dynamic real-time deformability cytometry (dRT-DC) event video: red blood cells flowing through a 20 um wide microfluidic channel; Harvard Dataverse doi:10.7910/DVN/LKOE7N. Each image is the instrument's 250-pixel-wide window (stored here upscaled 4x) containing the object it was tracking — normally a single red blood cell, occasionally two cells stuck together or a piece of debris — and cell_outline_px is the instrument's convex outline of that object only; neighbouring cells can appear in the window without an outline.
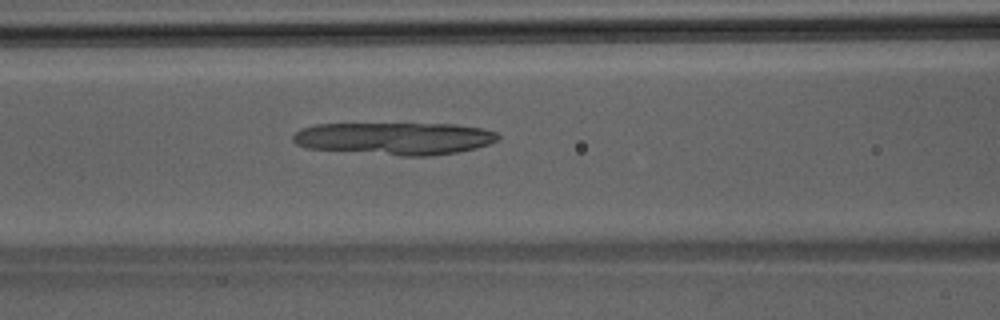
{"species": "Egyptian fruit bat (a non-hibernating species)", "species_latin": "Rousettus aegyptiacus", "temperature_condition": "room temperature", "stored_images_in_passage": 35, "camera_frame_rate_fps": 3000, "um_per_image_px": 0.085, "animal": {"sex": "male"}, "frame": {"image": 1, "passage_image": 14, "time_ms": 4.333, "image_size_px": [1000, 320], "cell_outline_px": [[500, 136], [496, 140], [488, 144], [476, 148], [456, 152], [432, 156], [400, 156], [308, 148], [296, 144], [292, 140], [292, 136], [300, 128], [316, 124], [456, 124], [484, 128], [496, 132]], "centroid_in_image_um": [33.54, 11.77], "position_along_channel_um": 133.1, "area_um2": 38.84}}
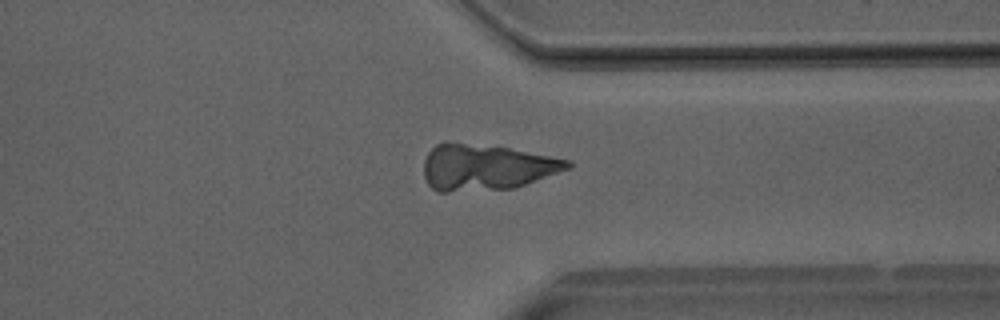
{"frame": {"image": 2, "passage_image": 30, "time_ms": 9.667, "image_size_px": [1000, 320], "cell_outline_px": [[572, 168], [512, 188], [448, 192], [436, 192], [428, 184], [424, 176], [424, 160], [428, 152], [436, 144], [444, 140], [448, 140], [508, 148], [572, 160]], "centroid_in_image_um": [41.29, 14.19], "position_along_channel_um": 370.1, "area_um2": 38.78}}